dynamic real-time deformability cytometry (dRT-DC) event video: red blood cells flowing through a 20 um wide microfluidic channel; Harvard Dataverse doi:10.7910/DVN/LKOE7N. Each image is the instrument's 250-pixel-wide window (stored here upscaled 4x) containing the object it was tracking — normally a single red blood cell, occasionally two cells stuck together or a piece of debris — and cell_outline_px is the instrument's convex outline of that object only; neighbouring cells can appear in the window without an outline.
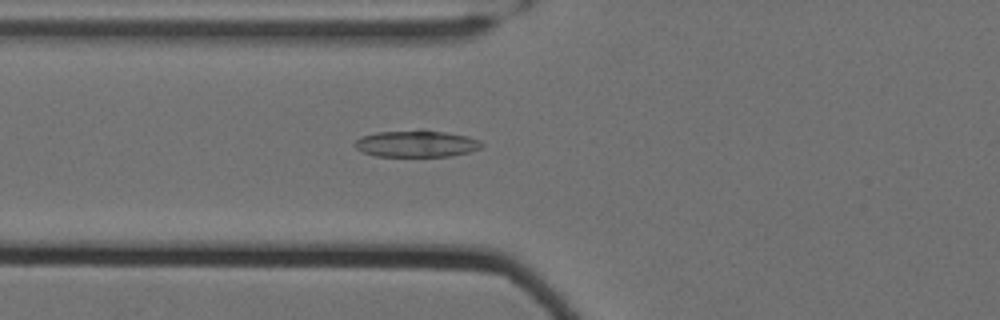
{"species": "Egyptian fruit bat (a non-hibernating species)", "species_latin": "Rousettus aegyptiacus", "temperature_condition": "cold", "stored_images_in_passage": 22, "camera_frame_rate_fps": 3000, "um_per_image_px": 0.085, "animal": {"sex": "female"}, "frame": {"image": 1, "passage_image": 9, "time_ms": 2.667, "image_size_px": [1000, 320], "cell_outline_px": [[484, 144], [480, 148], [468, 152], [452, 156], [376, 156], [364, 152], [356, 148], [352, 144], [360, 136], [376, 132], [424, 128], [464, 136], [480, 140]], "centroid_in_image_um": [35.36, 12.19], "position_along_channel_um": 90.4, "area_um2": 20.06}}
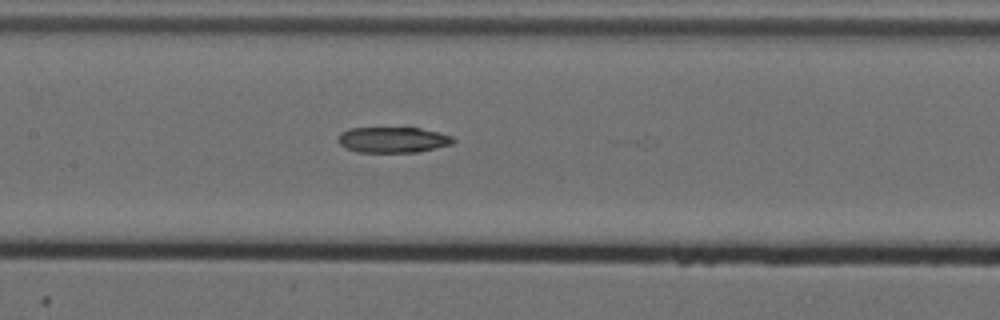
{"frame": {"image": 2, "passage_image": 16, "time_ms": 5.0, "image_size_px": [1000, 320], "cell_outline_px": [[456, 140], [452, 144], [436, 148], [416, 152], [356, 152], [344, 148], [336, 140], [340, 132], [348, 128], [420, 128], [440, 132], [452, 136]], "centroid_in_image_um": [33.37, 11.88], "position_along_channel_um": 174.0, "area_um2": 17.46}}
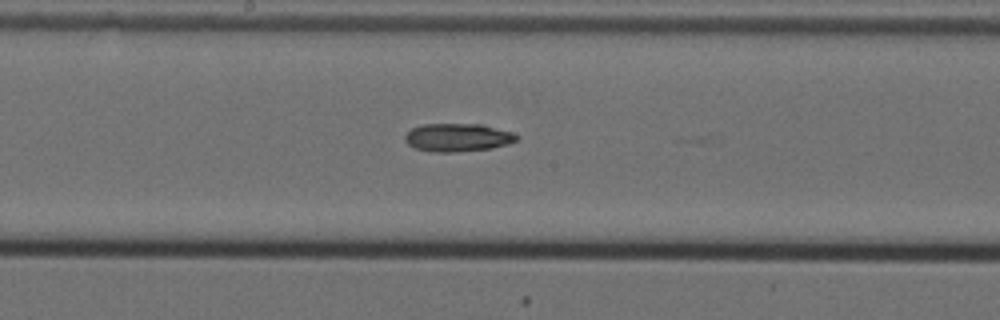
{"frame": {"image": 3, "passage_image": 19, "time_ms": 6.0, "image_size_px": [1000, 320], "cell_outline_px": [[520, 136], [516, 140], [508, 144], [492, 148], [452, 152], [432, 152], [416, 148], [408, 144], [404, 140], [404, 136], [412, 128], [424, 124], [480, 124], [512, 132]], "centroid_in_image_um": [38.9, 11.68], "position_along_channel_um": 209.3, "area_um2": 18.21}}